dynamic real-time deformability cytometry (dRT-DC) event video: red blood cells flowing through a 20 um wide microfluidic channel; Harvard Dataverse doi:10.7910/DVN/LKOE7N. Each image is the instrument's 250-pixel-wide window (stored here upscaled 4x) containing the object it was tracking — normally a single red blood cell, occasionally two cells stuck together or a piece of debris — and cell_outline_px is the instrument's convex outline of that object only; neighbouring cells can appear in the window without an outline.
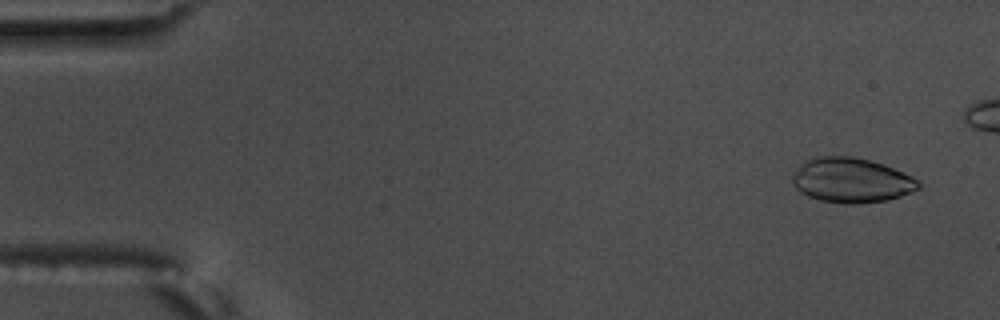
{"species": "common noctule bat (a hibernating species)", "species_latin": "Nyctalus noctula", "temperature_condition": "warm", "stored_images_in_passage": 13, "camera_frame_rate_fps": 3000, "um_per_image_px": 0.085, "animal": {"sex": "male", "body_mass_g": 17.5, "forearm_length_mm": 52.3}, "frame": {"image": 1, "passage_image": 1, "time_ms": 0.0, "image_size_px": [1000, 320], "cell_outline_px": [[920, 188], [912, 192], [888, 200], [860, 204], [844, 204], [820, 200], [808, 196], [800, 192], [792, 184], [792, 172], [804, 160], [820, 156], [852, 156], [868, 160], [904, 172], [912, 176], [920, 184]], "centroid_in_image_um": [72.33, 15.33], "position_along_channel_um": 12.7, "area_um2": 33.06}}